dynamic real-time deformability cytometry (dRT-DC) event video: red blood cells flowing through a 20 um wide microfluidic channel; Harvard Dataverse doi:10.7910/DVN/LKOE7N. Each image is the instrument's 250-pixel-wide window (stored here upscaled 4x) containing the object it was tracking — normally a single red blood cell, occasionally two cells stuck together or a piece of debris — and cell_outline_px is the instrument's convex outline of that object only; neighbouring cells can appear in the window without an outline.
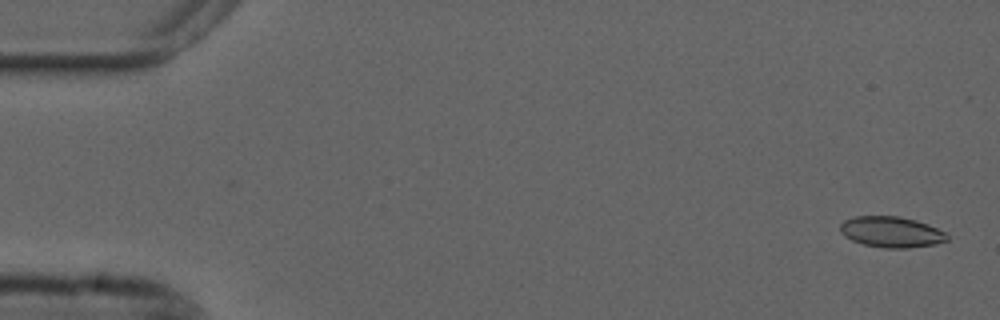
{"species": "common noctule bat (a hibernating species)", "species_latin": "Nyctalus noctula", "temperature_condition": "cold", "stored_images_in_passage": 54, "camera_frame_rate_fps": 3000, "um_per_image_px": 0.085, "animal": {"sex": "male", "forearm_length_mm": 52.5}, "frame": {"image": 1, "passage_image": 1, "time_ms": 0.0, "image_size_px": [1000, 320], "cell_outline_px": [[948, 240], [936, 244], [908, 248], [884, 248], [864, 244], [852, 240], [844, 236], [840, 232], [840, 224], [844, 220], [856, 216], [900, 216], [916, 220], [928, 224], [944, 232], [948, 236]], "centroid_in_image_um": [75.75, 19.71], "position_along_channel_um": 9.2, "area_um2": 19.25}}
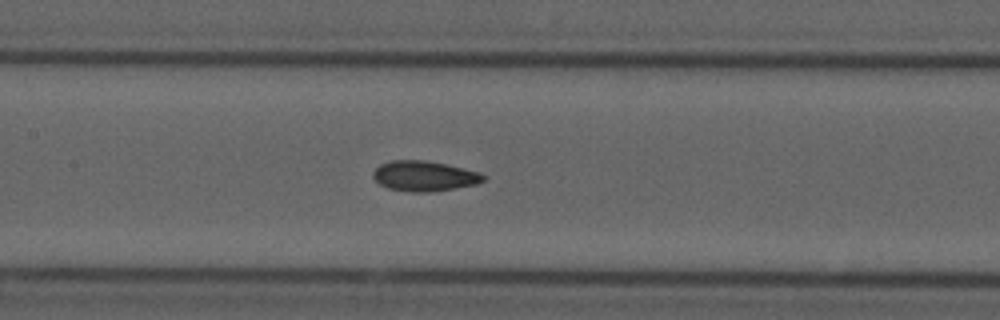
{"frame": {"image": 2, "passage_image": 25, "time_ms": 8.0, "image_size_px": [1000, 320], "cell_outline_px": [[488, 176], [484, 180], [476, 184], [428, 192], [412, 192], [388, 188], [380, 184], [372, 176], [372, 172], [380, 164], [392, 160], [424, 160], [444, 164], [480, 172]], "centroid_in_image_um": [36.05, 14.96], "position_along_channel_um": 171.4, "area_um2": 19.25}}
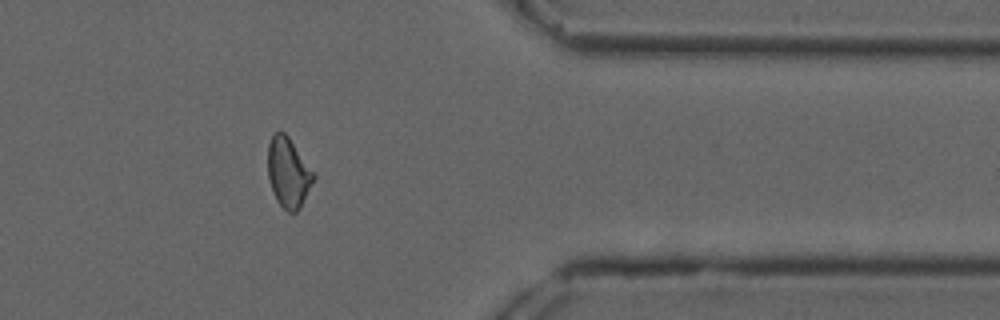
{"frame": {"image": 3, "passage_image": 44, "time_ms": 14.333, "image_size_px": [1000, 320], "cell_outline_px": [[316, 176], [300, 208], [296, 212], [288, 212], [276, 200], [268, 176], [268, 144], [272, 136], [276, 132], [284, 132], [288, 136]], "centroid_in_image_um": [24.5, 14.68], "position_along_channel_um": 386.9, "area_um2": 18.26}, "authors_computed_cell_mechanics": {"area_um2": 18.9295, "velocity_mm_per_s": 3.688, "shape_relaxation_time_tau1_ms": null, "shape_relaxation_time_tau2_ms": 3.5771, "deformation_change_tau1": null, "deformation_change_tau2": 0.0697}}